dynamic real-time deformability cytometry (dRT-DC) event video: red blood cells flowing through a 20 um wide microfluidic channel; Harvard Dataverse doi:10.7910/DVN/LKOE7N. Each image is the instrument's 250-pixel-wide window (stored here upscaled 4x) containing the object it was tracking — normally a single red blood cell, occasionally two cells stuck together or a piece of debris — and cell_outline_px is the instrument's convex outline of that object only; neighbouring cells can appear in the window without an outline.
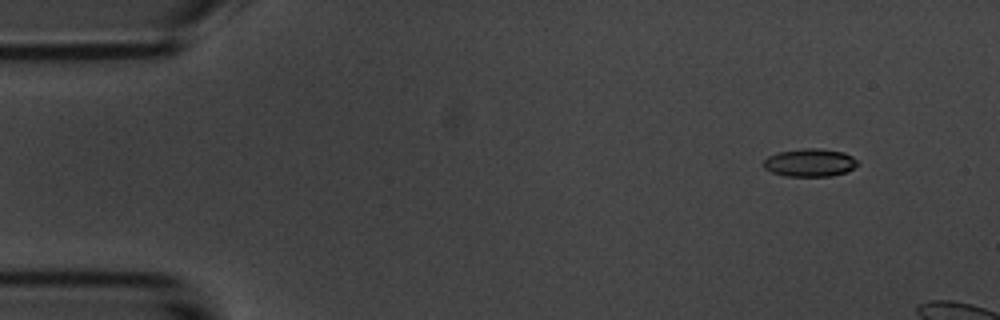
{"species": "common noctule bat (a hibernating species)", "species_latin": "Nyctalus noctula", "temperature_condition": "room temperature", "stored_images_in_passage": 3, "camera_frame_rate_fps": 3000, "um_per_image_px": 0.085, "animal": {"sex": "male", "body_mass_g": 20.1, "forearm_length_mm": 53.5}, "frame": {"image": 1, "passage_image": 1, "time_ms": 0.0, "image_size_px": [1000, 320], "cell_outline_px": [[860, 164], [844, 172], [832, 176], [784, 176], [772, 172], [764, 168], [764, 160], [768, 156], [776, 152], [804, 148], [820, 148], [844, 152], [852, 156]], "centroid_in_image_um": [68.83, 13.81], "position_along_channel_um": 16.2, "area_um2": 15.37}}